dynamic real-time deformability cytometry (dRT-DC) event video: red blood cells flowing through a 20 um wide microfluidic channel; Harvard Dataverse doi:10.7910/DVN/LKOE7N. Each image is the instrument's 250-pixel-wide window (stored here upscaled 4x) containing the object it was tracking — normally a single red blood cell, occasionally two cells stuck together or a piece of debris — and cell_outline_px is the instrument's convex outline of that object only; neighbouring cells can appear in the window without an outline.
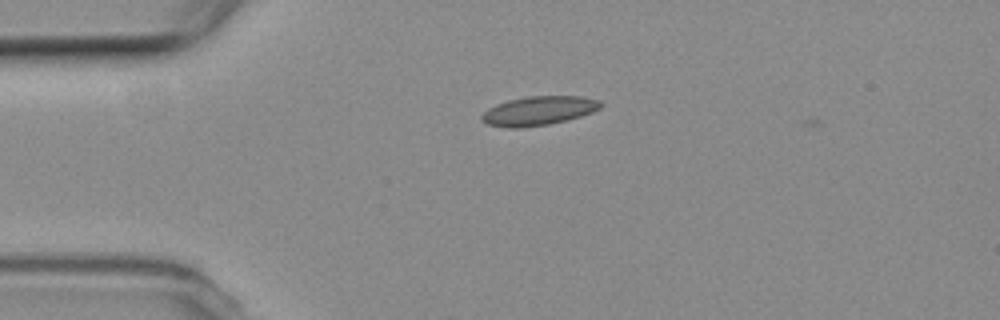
{"species": "common noctule bat (a hibernating species)", "species_latin": "Nyctalus noctula", "temperature_condition": "room temperature", "stored_images_in_passage": 4, "camera_frame_rate_fps": 3000, "um_per_image_px": 0.085, "animal": {"sex": "female", "body_mass_g": 19.3, "forearm_length_mm": 54.1}, "frame": {"image": 1, "passage_image": 3, "time_ms": 0.667, "image_size_px": [1000, 320], "cell_outline_px": [[604, 104], [600, 108], [592, 112], [568, 120], [548, 124], [520, 128], [508, 128], [488, 124], [480, 120], [480, 116], [488, 108], [496, 104], [508, 100], [528, 96], [580, 96], [600, 100]], "centroid_in_image_um": [45.78, 9.41], "position_along_channel_um": 39.2, "area_um2": 20.23}}